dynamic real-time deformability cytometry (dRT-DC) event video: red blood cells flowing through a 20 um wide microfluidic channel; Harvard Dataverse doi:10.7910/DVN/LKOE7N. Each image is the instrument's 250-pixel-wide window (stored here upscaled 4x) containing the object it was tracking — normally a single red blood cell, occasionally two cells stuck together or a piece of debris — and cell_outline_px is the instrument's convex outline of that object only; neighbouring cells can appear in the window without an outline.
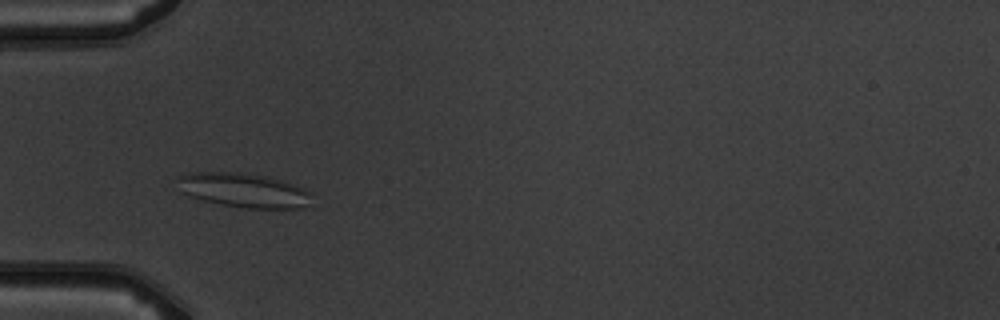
{"species": "common noctule bat (a hibernating species)", "species_latin": "Nyctalus noctula", "temperature_condition": "warm", "stored_images_in_passage": 4, "camera_frame_rate_fps": 3000, "um_per_image_px": 0.085, "animal": {"sex": "male", "body_mass_g": 19.5, "forearm_length_mm": 54.6}, "frame": {"image": 1, "passage_image": 2, "time_ms": 1.333, "image_size_px": [1000, 320], "cell_outline_px": [[312, 192], [308, 204], [300, 208], [244, 208], [220, 204], [188, 196], [180, 192], [176, 180], [176, 176], [188, 172], [240, 172], [268, 176], [304, 188]], "centroid_in_image_um": [20.64, 16.15], "position_along_channel_um": 64.4, "area_um2": 27.11}}
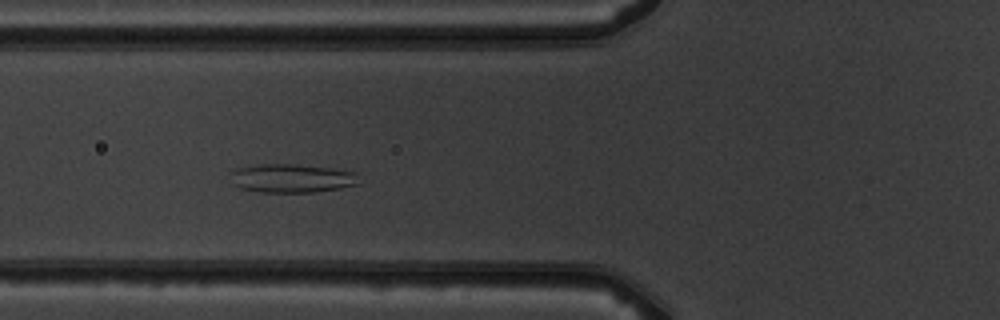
{"frame": {"image": 2, "passage_image": 3, "time_ms": 2.333, "image_size_px": [1000, 320], "cell_outline_px": [[356, 184], [340, 188], [312, 192], [260, 192], [240, 188], [232, 184], [232, 172], [236, 168], [256, 164], [296, 164], [328, 168], [356, 172]], "centroid_in_image_um": [24.73, 15.15], "position_along_channel_um": 101.1, "area_um2": 21.21}}